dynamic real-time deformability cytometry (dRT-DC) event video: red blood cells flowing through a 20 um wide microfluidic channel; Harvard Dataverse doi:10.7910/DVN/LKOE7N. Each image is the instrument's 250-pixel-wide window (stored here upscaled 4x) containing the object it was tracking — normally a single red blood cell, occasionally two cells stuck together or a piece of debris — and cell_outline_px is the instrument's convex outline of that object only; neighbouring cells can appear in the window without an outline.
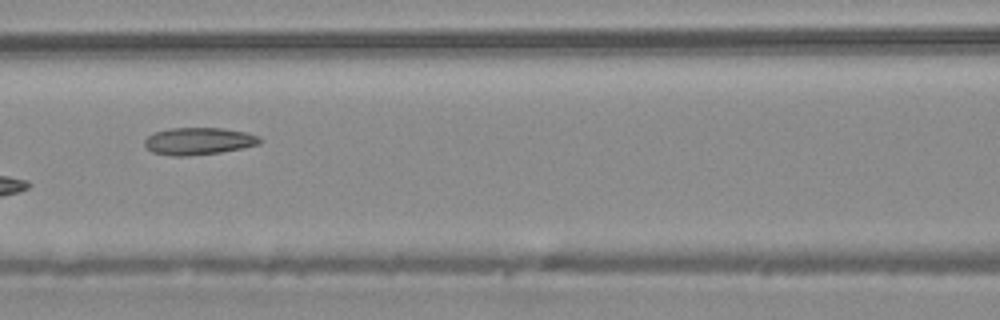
{"species": "common noctule bat (a hibernating species)", "species_latin": "Nyctalus noctula", "temperature_condition": "warm", "stored_images_in_passage": 5, "camera_frame_rate_fps": 3000, "um_per_image_px": 0.085, "animal": {"sex": "male", "body_mass_g": 20.4}, "frame": {"image": 1, "passage_image": 4, "time_ms": 1.0, "image_size_px": [1000, 320], "cell_outline_px": [[264, 140], [260, 144], [220, 152], [188, 156], [172, 156], [152, 152], [144, 144], [144, 140], [148, 136], [156, 132], [168, 128], [220, 128], [244, 132], [260, 136]], "centroid_in_image_um": [16.89, 11.99], "position_along_channel_um": 149.7, "area_um2": 18.21}}
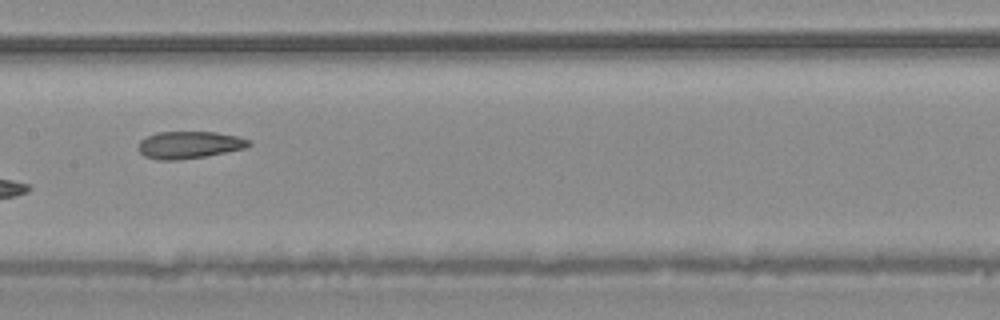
{"frame": {"image": 2, "passage_image": 5, "time_ms": 1.333, "image_size_px": [1000, 320], "cell_outline_px": [[252, 144], [248, 148], [204, 156], [176, 160], [160, 160], [144, 156], [136, 148], [140, 140], [156, 132], [216, 132], [236, 136], [252, 140]], "centroid_in_image_um": [16.1, 12.31], "position_along_channel_um": 191.3, "area_um2": 17.63}}